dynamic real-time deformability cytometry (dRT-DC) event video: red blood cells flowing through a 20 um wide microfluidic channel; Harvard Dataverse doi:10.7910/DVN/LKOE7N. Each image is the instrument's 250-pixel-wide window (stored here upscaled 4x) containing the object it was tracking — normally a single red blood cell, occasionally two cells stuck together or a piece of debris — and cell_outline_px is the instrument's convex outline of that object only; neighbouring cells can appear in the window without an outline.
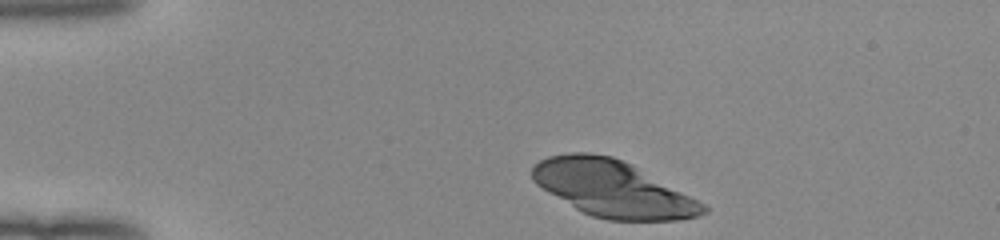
{"species": "human", "species_latin": "Homo sapiens", "temperature_condition": "room temperature", "stored_images_in_passage": 35, "camera_frame_rate_fps": 3000, "um_per_image_px": 0.085, "donor": {"sex": "female"}, "frame": {"image": 1, "passage_image": 1, "time_ms": 0.0, "image_size_px": [1000, 240], "cell_outline_px": [[708, 212], [696, 216], [676, 220], [608, 220], [592, 216], [576, 208], [548, 192], [536, 184], [532, 180], [532, 168], [540, 160], [548, 156], [568, 152], [588, 152], [612, 156], [632, 164], [704, 204], [708, 208]], "centroid_in_image_um": [52.05, 16.02], "position_along_channel_um": 32.9, "area_um2": 55.55}}